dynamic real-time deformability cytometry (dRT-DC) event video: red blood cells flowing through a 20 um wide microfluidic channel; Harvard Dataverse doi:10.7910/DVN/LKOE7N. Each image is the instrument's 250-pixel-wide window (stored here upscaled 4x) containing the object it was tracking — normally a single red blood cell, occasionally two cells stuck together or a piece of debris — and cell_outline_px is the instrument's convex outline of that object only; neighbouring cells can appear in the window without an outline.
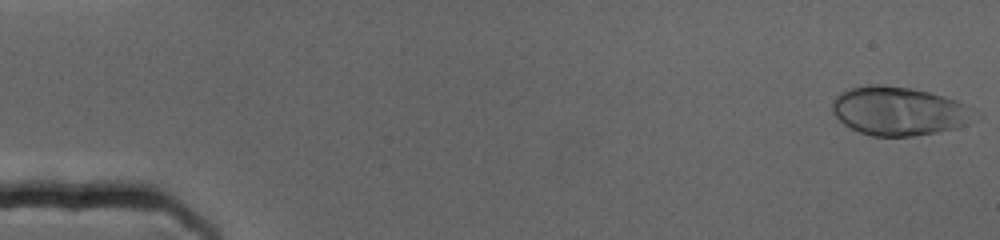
{"species": "human", "species_latin": "Homo sapiens", "temperature_condition": "cold", "stored_images_in_passage": 72, "camera_frame_rate_fps": 3000, "um_per_image_px": 0.085, "donor": {"sex": "female"}, "frame": {"image": 1, "passage_image": 1, "time_ms": 0.0, "image_size_px": [1000, 240], "cell_outline_px": [[984, 116], [968, 124], [956, 128], [936, 132], [912, 136], [872, 136], [860, 132], [844, 124], [832, 112], [832, 100], [840, 92], [852, 88], [872, 84], [876, 84], [912, 88], [944, 96], [956, 100], [976, 108], [984, 112]], "centroid_in_image_um": [76.53, 9.44], "position_along_channel_um": 8.5, "area_um2": 41.04}}
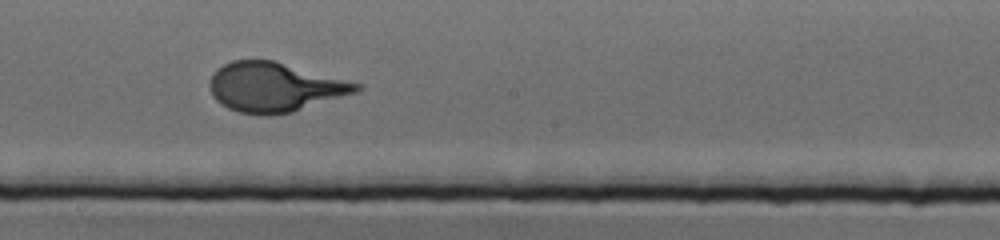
{"frame": {"image": 2, "passage_image": 40, "time_ms": 13.0, "image_size_px": [1000, 240], "cell_outline_px": [[364, 88], [356, 92], [292, 112], [272, 116], [260, 116], [240, 112], [228, 108], [220, 104], [212, 96], [208, 84], [216, 68], [232, 60], [272, 60], [364, 84]], "centroid_in_image_um": [23.33, 7.41], "position_along_channel_um": 224.9, "area_um2": 42.43}}
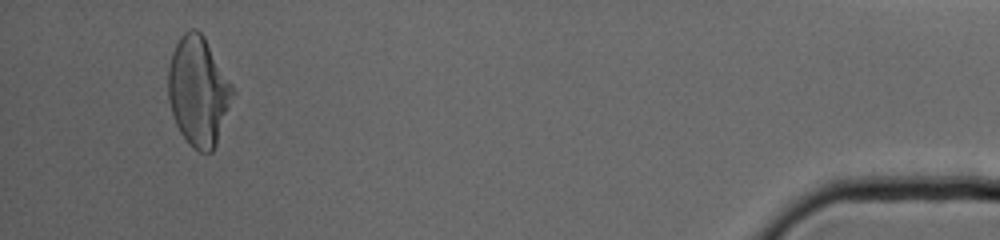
{"frame": {"image": 3, "passage_image": 68, "time_ms": 22.333, "image_size_px": [1000, 240], "cell_outline_px": [[236, 92], [216, 144], [212, 152], [200, 152], [188, 144], [180, 132], [176, 124], [172, 112], [168, 96], [168, 64], [172, 52], [180, 36], [184, 32], [192, 28], [196, 28], [204, 36], [232, 84]], "centroid_in_image_um": [16.86, 7.75], "position_along_channel_um": 418.3, "area_um2": 41.15}}